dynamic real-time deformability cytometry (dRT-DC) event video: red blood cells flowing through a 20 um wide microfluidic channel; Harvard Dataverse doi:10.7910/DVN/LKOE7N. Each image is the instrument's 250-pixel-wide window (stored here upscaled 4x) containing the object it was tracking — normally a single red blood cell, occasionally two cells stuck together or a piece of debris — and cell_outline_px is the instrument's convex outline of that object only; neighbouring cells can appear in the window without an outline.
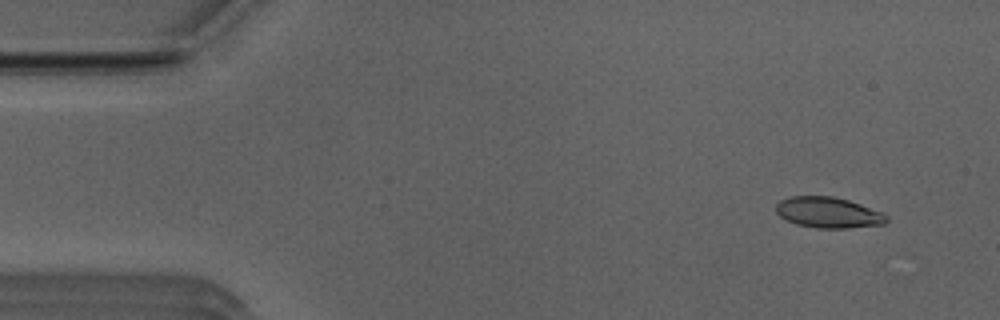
{"species": "Egyptian fruit bat (a non-hibernating species)", "species_latin": "Rousettus aegyptiacus", "temperature_condition": "room temperature", "stored_images_in_passage": 14, "camera_frame_rate_fps": 3000, "um_per_image_px": 0.085, "animal": {"sex": "male"}, "frame": {"image": 1, "passage_image": 4, "time_ms": 1.0, "image_size_px": [1000, 320], "cell_outline_px": [[888, 220], [884, 224], [848, 228], [816, 228], [796, 224], [780, 216], [776, 212], [776, 204], [780, 200], [792, 196], [832, 196], [848, 200], [884, 212], [888, 216]], "centroid_in_image_um": [70.43, 18.06], "position_along_channel_um": 14.6, "area_um2": 19.88}}